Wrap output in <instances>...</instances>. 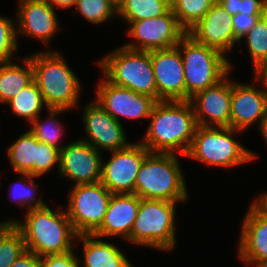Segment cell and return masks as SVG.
I'll list each match as a JSON object with an SVG mask.
<instances>
[{
	"mask_svg": "<svg viewBox=\"0 0 267 267\" xmlns=\"http://www.w3.org/2000/svg\"><path fill=\"white\" fill-rule=\"evenodd\" d=\"M111 196L112 193L100 181L73 185L65 210L78 235L93 234L101 226Z\"/></svg>",
	"mask_w": 267,
	"mask_h": 267,
	"instance_id": "cell-9",
	"label": "cell"
},
{
	"mask_svg": "<svg viewBox=\"0 0 267 267\" xmlns=\"http://www.w3.org/2000/svg\"><path fill=\"white\" fill-rule=\"evenodd\" d=\"M185 73V101L224 79L233 66L223 53L197 42L186 33L177 45Z\"/></svg>",
	"mask_w": 267,
	"mask_h": 267,
	"instance_id": "cell-6",
	"label": "cell"
},
{
	"mask_svg": "<svg viewBox=\"0 0 267 267\" xmlns=\"http://www.w3.org/2000/svg\"><path fill=\"white\" fill-rule=\"evenodd\" d=\"M6 151L15 173L32 176V162H35L36 154V137L30 130L15 139Z\"/></svg>",
	"mask_w": 267,
	"mask_h": 267,
	"instance_id": "cell-24",
	"label": "cell"
},
{
	"mask_svg": "<svg viewBox=\"0 0 267 267\" xmlns=\"http://www.w3.org/2000/svg\"><path fill=\"white\" fill-rule=\"evenodd\" d=\"M243 265H246L247 267H267V259L257 261L254 263H244Z\"/></svg>",
	"mask_w": 267,
	"mask_h": 267,
	"instance_id": "cell-44",
	"label": "cell"
},
{
	"mask_svg": "<svg viewBox=\"0 0 267 267\" xmlns=\"http://www.w3.org/2000/svg\"><path fill=\"white\" fill-rule=\"evenodd\" d=\"M109 1L117 9V11L126 2V0H109Z\"/></svg>",
	"mask_w": 267,
	"mask_h": 267,
	"instance_id": "cell-45",
	"label": "cell"
},
{
	"mask_svg": "<svg viewBox=\"0 0 267 267\" xmlns=\"http://www.w3.org/2000/svg\"><path fill=\"white\" fill-rule=\"evenodd\" d=\"M170 9V0H126L117 16L124 21H139L163 16Z\"/></svg>",
	"mask_w": 267,
	"mask_h": 267,
	"instance_id": "cell-26",
	"label": "cell"
},
{
	"mask_svg": "<svg viewBox=\"0 0 267 267\" xmlns=\"http://www.w3.org/2000/svg\"><path fill=\"white\" fill-rule=\"evenodd\" d=\"M179 202L141 199L129 243L158 249L174 250L176 245V204Z\"/></svg>",
	"mask_w": 267,
	"mask_h": 267,
	"instance_id": "cell-8",
	"label": "cell"
},
{
	"mask_svg": "<svg viewBox=\"0 0 267 267\" xmlns=\"http://www.w3.org/2000/svg\"><path fill=\"white\" fill-rule=\"evenodd\" d=\"M14 21V18L0 15V63L14 61L19 48Z\"/></svg>",
	"mask_w": 267,
	"mask_h": 267,
	"instance_id": "cell-33",
	"label": "cell"
},
{
	"mask_svg": "<svg viewBox=\"0 0 267 267\" xmlns=\"http://www.w3.org/2000/svg\"><path fill=\"white\" fill-rule=\"evenodd\" d=\"M216 0H170L179 25L188 32L210 10Z\"/></svg>",
	"mask_w": 267,
	"mask_h": 267,
	"instance_id": "cell-30",
	"label": "cell"
},
{
	"mask_svg": "<svg viewBox=\"0 0 267 267\" xmlns=\"http://www.w3.org/2000/svg\"><path fill=\"white\" fill-rule=\"evenodd\" d=\"M95 90V101L115 120L148 119L156 100L109 82L104 76Z\"/></svg>",
	"mask_w": 267,
	"mask_h": 267,
	"instance_id": "cell-12",
	"label": "cell"
},
{
	"mask_svg": "<svg viewBox=\"0 0 267 267\" xmlns=\"http://www.w3.org/2000/svg\"><path fill=\"white\" fill-rule=\"evenodd\" d=\"M187 33L197 42L216 49L225 56L239 44L234 35L232 15L217 1Z\"/></svg>",
	"mask_w": 267,
	"mask_h": 267,
	"instance_id": "cell-19",
	"label": "cell"
},
{
	"mask_svg": "<svg viewBox=\"0 0 267 267\" xmlns=\"http://www.w3.org/2000/svg\"><path fill=\"white\" fill-rule=\"evenodd\" d=\"M258 130L262 135L263 140H265V143L267 145V113L263 117V119L260 121V124L258 126Z\"/></svg>",
	"mask_w": 267,
	"mask_h": 267,
	"instance_id": "cell-43",
	"label": "cell"
},
{
	"mask_svg": "<svg viewBox=\"0 0 267 267\" xmlns=\"http://www.w3.org/2000/svg\"><path fill=\"white\" fill-rule=\"evenodd\" d=\"M78 241L83 244L80 267H133L124 252L113 242L101 240L93 234L78 235L76 242Z\"/></svg>",
	"mask_w": 267,
	"mask_h": 267,
	"instance_id": "cell-22",
	"label": "cell"
},
{
	"mask_svg": "<svg viewBox=\"0 0 267 267\" xmlns=\"http://www.w3.org/2000/svg\"><path fill=\"white\" fill-rule=\"evenodd\" d=\"M254 75L262 82L267 90V61L254 72Z\"/></svg>",
	"mask_w": 267,
	"mask_h": 267,
	"instance_id": "cell-42",
	"label": "cell"
},
{
	"mask_svg": "<svg viewBox=\"0 0 267 267\" xmlns=\"http://www.w3.org/2000/svg\"><path fill=\"white\" fill-rule=\"evenodd\" d=\"M21 64L16 62L0 63V103L7 104L33 79V66L29 56L19 57Z\"/></svg>",
	"mask_w": 267,
	"mask_h": 267,
	"instance_id": "cell-23",
	"label": "cell"
},
{
	"mask_svg": "<svg viewBox=\"0 0 267 267\" xmlns=\"http://www.w3.org/2000/svg\"><path fill=\"white\" fill-rule=\"evenodd\" d=\"M28 56L33 66V79L47 109L70 111L78 107L82 83L68 66L64 55L59 51L46 50Z\"/></svg>",
	"mask_w": 267,
	"mask_h": 267,
	"instance_id": "cell-3",
	"label": "cell"
},
{
	"mask_svg": "<svg viewBox=\"0 0 267 267\" xmlns=\"http://www.w3.org/2000/svg\"><path fill=\"white\" fill-rule=\"evenodd\" d=\"M125 23L129 26L127 36H130L133 42L129 41L124 46L133 50L150 52L173 48L187 33L179 25L177 17L171 9L160 17L125 21Z\"/></svg>",
	"mask_w": 267,
	"mask_h": 267,
	"instance_id": "cell-10",
	"label": "cell"
},
{
	"mask_svg": "<svg viewBox=\"0 0 267 267\" xmlns=\"http://www.w3.org/2000/svg\"><path fill=\"white\" fill-rule=\"evenodd\" d=\"M97 64L109 82L158 101L150 52L122 45L100 58Z\"/></svg>",
	"mask_w": 267,
	"mask_h": 267,
	"instance_id": "cell-7",
	"label": "cell"
},
{
	"mask_svg": "<svg viewBox=\"0 0 267 267\" xmlns=\"http://www.w3.org/2000/svg\"><path fill=\"white\" fill-rule=\"evenodd\" d=\"M6 105L11 107L12 112L31 124L47 106L45 105L36 82L33 80L28 86L22 89L10 102Z\"/></svg>",
	"mask_w": 267,
	"mask_h": 267,
	"instance_id": "cell-25",
	"label": "cell"
},
{
	"mask_svg": "<svg viewBox=\"0 0 267 267\" xmlns=\"http://www.w3.org/2000/svg\"><path fill=\"white\" fill-rule=\"evenodd\" d=\"M48 118L44 121L37 117L28 127L35 135L38 141H42L47 145L54 146L61 150L64 145L59 144L64 133V126L57 118L67 110L64 109H47ZM58 115V116H57ZM63 126V127H62Z\"/></svg>",
	"mask_w": 267,
	"mask_h": 267,
	"instance_id": "cell-28",
	"label": "cell"
},
{
	"mask_svg": "<svg viewBox=\"0 0 267 267\" xmlns=\"http://www.w3.org/2000/svg\"><path fill=\"white\" fill-rule=\"evenodd\" d=\"M229 74L214 86L195 93L189 100L197 125L230 127L232 80Z\"/></svg>",
	"mask_w": 267,
	"mask_h": 267,
	"instance_id": "cell-15",
	"label": "cell"
},
{
	"mask_svg": "<svg viewBox=\"0 0 267 267\" xmlns=\"http://www.w3.org/2000/svg\"><path fill=\"white\" fill-rule=\"evenodd\" d=\"M241 130L231 127H212L198 125L191 146L184 157L207 166L234 168L247 164L257 158L235 139Z\"/></svg>",
	"mask_w": 267,
	"mask_h": 267,
	"instance_id": "cell-5",
	"label": "cell"
},
{
	"mask_svg": "<svg viewBox=\"0 0 267 267\" xmlns=\"http://www.w3.org/2000/svg\"><path fill=\"white\" fill-rule=\"evenodd\" d=\"M18 177L17 181L10 183V192L8 193L9 199L11 198L10 201L16 202L18 206L25 208L26 211L44 206L46 202L42 199L43 197L38 199L36 196L38 185H36L37 183L34 178L37 177L22 173H19Z\"/></svg>",
	"mask_w": 267,
	"mask_h": 267,
	"instance_id": "cell-31",
	"label": "cell"
},
{
	"mask_svg": "<svg viewBox=\"0 0 267 267\" xmlns=\"http://www.w3.org/2000/svg\"><path fill=\"white\" fill-rule=\"evenodd\" d=\"M242 39L248 46V54L254 67L253 73L267 61V13L261 16L250 31L241 38L239 46L241 49Z\"/></svg>",
	"mask_w": 267,
	"mask_h": 267,
	"instance_id": "cell-27",
	"label": "cell"
},
{
	"mask_svg": "<svg viewBox=\"0 0 267 267\" xmlns=\"http://www.w3.org/2000/svg\"><path fill=\"white\" fill-rule=\"evenodd\" d=\"M239 13L266 14L267 0H240Z\"/></svg>",
	"mask_w": 267,
	"mask_h": 267,
	"instance_id": "cell-37",
	"label": "cell"
},
{
	"mask_svg": "<svg viewBox=\"0 0 267 267\" xmlns=\"http://www.w3.org/2000/svg\"><path fill=\"white\" fill-rule=\"evenodd\" d=\"M264 14H235L232 15L233 30L235 38L240 41L250 29L256 24L258 19Z\"/></svg>",
	"mask_w": 267,
	"mask_h": 267,
	"instance_id": "cell-36",
	"label": "cell"
},
{
	"mask_svg": "<svg viewBox=\"0 0 267 267\" xmlns=\"http://www.w3.org/2000/svg\"><path fill=\"white\" fill-rule=\"evenodd\" d=\"M82 123L86 137L79 138L102 152L121 150L128 147L122 123L112 118L96 101L83 108Z\"/></svg>",
	"mask_w": 267,
	"mask_h": 267,
	"instance_id": "cell-14",
	"label": "cell"
},
{
	"mask_svg": "<svg viewBox=\"0 0 267 267\" xmlns=\"http://www.w3.org/2000/svg\"><path fill=\"white\" fill-rule=\"evenodd\" d=\"M76 8L86 21L95 25L104 24L118 15L109 0H77L73 14H78Z\"/></svg>",
	"mask_w": 267,
	"mask_h": 267,
	"instance_id": "cell-32",
	"label": "cell"
},
{
	"mask_svg": "<svg viewBox=\"0 0 267 267\" xmlns=\"http://www.w3.org/2000/svg\"><path fill=\"white\" fill-rule=\"evenodd\" d=\"M39 267H80L75 249L61 254L39 256Z\"/></svg>",
	"mask_w": 267,
	"mask_h": 267,
	"instance_id": "cell-35",
	"label": "cell"
},
{
	"mask_svg": "<svg viewBox=\"0 0 267 267\" xmlns=\"http://www.w3.org/2000/svg\"><path fill=\"white\" fill-rule=\"evenodd\" d=\"M52 210L46 203L42 207L25 211L24 220L7 219L4 223H13L22 233L26 250L37 256L61 254L78 246L75 232L66 210ZM76 244V245H75ZM74 247V248H73Z\"/></svg>",
	"mask_w": 267,
	"mask_h": 267,
	"instance_id": "cell-2",
	"label": "cell"
},
{
	"mask_svg": "<svg viewBox=\"0 0 267 267\" xmlns=\"http://www.w3.org/2000/svg\"><path fill=\"white\" fill-rule=\"evenodd\" d=\"M158 101H185V73L178 47L150 51Z\"/></svg>",
	"mask_w": 267,
	"mask_h": 267,
	"instance_id": "cell-16",
	"label": "cell"
},
{
	"mask_svg": "<svg viewBox=\"0 0 267 267\" xmlns=\"http://www.w3.org/2000/svg\"><path fill=\"white\" fill-rule=\"evenodd\" d=\"M253 201L251 203L267 217V191L261 192Z\"/></svg>",
	"mask_w": 267,
	"mask_h": 267,
	"instance_id": "cell-40",
	"label": "cell"
},
{
	"mask_svg": "<svg viewBox=\"0 0 267 267\" xmlns=\"http://www.w3.org/2000/svg\"><path fill=\"white\" fill-rule=\"evenodd\" d=\"M230 15L239 13L240 0H216Z\"/></svg>",
	"mask_w": 267,
	"mask_h": 267,
	"instance_id": "cell-39",
	"label": "cell"
},
{
	"mask_svg": "<svg viewBox=\"0 0 267 267\" xmlns=\"http://www.w3.org/2000/svg\"><path fill=\"white\" fill-rule=\"evenodd\" d=\"M101 153L83 140L71 141L60 150L57 172L74 185L99 182L102 168Z\"/></svg>",
	"mask_w": 267,
	"mask_h": 267,
	"instance_id": "cell-13",
	"label": "cell"
},
{
	"mask_svg": "<svg viewBox=\"0 0 267 267\" xmlns=\"http://www.w3.org/2000/svg\"><path fill=\"white\" fill-rule=\"evenodd\" d=\"M150 152L139 142L128 147L110 151L111 158H102L101 180L112 194H133L137 173Z\"/></svg>",
	"mask_w": 267,
	"mask_h": 267,
	"instance_id": "cell-11",
	"label": "cell"
},
{
	"mask_svg": "<svg viewBox=\"0 0 267 267\" xmlns=\"http://www.w3.org/2000/svg\"><path fill=\"white\" fill-rule=\"evenodd\" d=\"M140 206L136 194H112L101 226L93 233L100 238L122 237L127 240L131 234Z\"/></svg>",
	"mask_w": 267,
	"mask_h": 267,
	"instance_id": "cell-20",
	"label": "cell"
},
{
	"mask_svg": "<svg viewBox=\"0 0 267 267\" xmlns=\"http://www.w3.org/2000/svg\"><path fill=\"white\" fill-rule=\"evenodd\" d=\"M242 221L237 255L243 263L267 259V217L253 204Z\"/></svg>",
	"mask_w": 267,
	"mask_h": 267,
	"instance_id": "cell-21",
	"label": "cell"
},
{
	"mask_svg": "<svg viewBox=\"0 0 267 267\" xmlns=\"http://www.w3.org/2000/svg\"><path fill=\"white\" fill-rule=\"evenodd\" d=\"M9 267H39V256L26 250Z\"/></svg>",
	"mask_w": 267,
	"mask_h": 267,
	"instance_id": "cell-38",
	"label": "cell"
},
{
	"mask_svg": "<svg viewBox=\"0 0 267 267\" xmlns=\"http://www.w3.org/2000/svg\"><path fill=\"white\" fill-rule=\"evenodd\" d=\"M26 251L24 237L13 223L0 225V267H9Z\"/></svg>",
	"mask_w": 267,
	"mask_h": 267,
	"instance_id": "cell-29",
	"label": "cell"
},
{
	"mask_svg": "<svg viewBox=\"0 0 267 267\" xmlns=\"http://www.w3.org/2000/svg\"><path fill=\"white\" fill-rule=\"evenodd\" d=\"M254 80L262 87L252 82L232 81L230 127L233 129L244 132L252 125L259 126L267 113V90L256 76Z\"/></svg>",
	"mask_w": 267,
	"mask_h": 267,
	"instance_id": "cell-17",
	"label": "cell"
},
{
	"mask_svg": "<svg viewBox=\"0 0 267 267\" xmlns=\"http://www.w3.org/2000/svg\"><path fill=\"white\" fill-rule=\"evenodd\" d=\"M149 119L140 141L149 152L187 154L198 126L189 101H157Z\"/></svg>",
	"mask_w": 267,
	"mask_h": 267,
	"instance_id": "cell-1",
	"label": "cell"
},
{
	"mask_svg": "<svg viewBox=\"0 0 267 267\" xmlns=\"http://www.w3.org/2000/svg\"><path fill=\"white\" fill-rule=\"evenodd\" d=\"M17 10V39L21 34L49 45L60 28L55 8L44 0H19Z\"/></svg>",
	"mask_w": 267,
	"mask_h": 267,
	"instance_id": "cell-18",
	"label": "cell"
},
{
	"mask_svg": "<svg viewBox=\"0 0 267 267\" xmlns=\"http://www.w3.org/2000/svg\"><path fill=\"white\" fill-rule=\"evenodd\" d=\"M177 156L150 152L137 173L134 194L141 199L188 201L190 195Z\"/></svg>",
	"mask_w": 267,
	"mask_h": 267,
	"instance_id": "cell-4",
	"label": "cell"
},
{
	"mask_svg": "<svg viewBox=\"0 0 267 267\" xmlns=\"http://www.w3.org/2000/svg\"><path fill=\"white\" fill-rule=\"evenodd\" d=\"M60 150L54 146L47 145L36 139L35 162H32V176L41 177L53 170L57 165L59 170Z\"/></svg>",
	"mask_w": 267,
	"mask_h": 267,
	"instance_id": "cell-34",
	"label": "cell"
},
{
	"mask_svg": "<svg viewBox=\"0 0 267 267\" xmlns=\"http://www.w3.org/2000/svg\"><path fill=\"white\" fill-rule=\"evenodd\" d=\"M46 1L48 4H50L53 8H55V6L62 9H67V8H72L76 6V2L77 0H44Z\"/></svg>",
	"mask_w": 267,
	"mask_h": 267,
	"instance_id": "cell-41",
	"label": "cell"
}]
</instances>
